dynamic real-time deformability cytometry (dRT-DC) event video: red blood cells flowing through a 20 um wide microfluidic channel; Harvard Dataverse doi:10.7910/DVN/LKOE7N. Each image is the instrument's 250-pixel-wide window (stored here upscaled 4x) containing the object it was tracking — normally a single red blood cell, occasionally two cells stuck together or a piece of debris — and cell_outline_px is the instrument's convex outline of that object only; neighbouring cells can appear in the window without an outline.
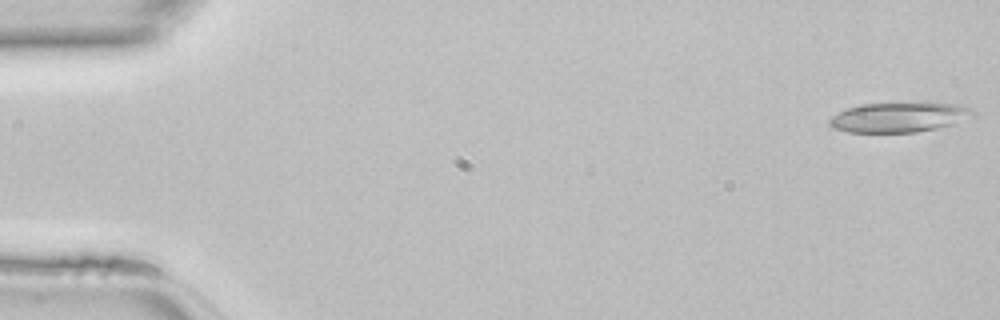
{"species": "common noctule bat (a hibernating species)", "species_latin": "Nyctalus noctula", "temperature_condition": "room temperature", "stored_images_in_passage": 12, "camera_frame_rate_fps": 3000, "um_per_image_px": 0.085, "animal": {"sex": "female", "body_mass_g": 22.7, "forearm_length_mm": 54.2}, "frame": {"image": 1, "passage_image": 1, "time_ms": 0.0, "image_size_px": [1000, 320], "cell_outline_px": [[976, 116], [952, 124], [936, 128], [916, 132], [848, 132], [832, 128], [828, 124], [828, 120], [832, 116], [848, 108], [860, 104], [916, 100], [932, 100], [972, 108], [976, 112]], "centroid_in_image_um": [76.48, 9.91], "position_along_channel_um": 8.5, "area_um2": 26.07}}
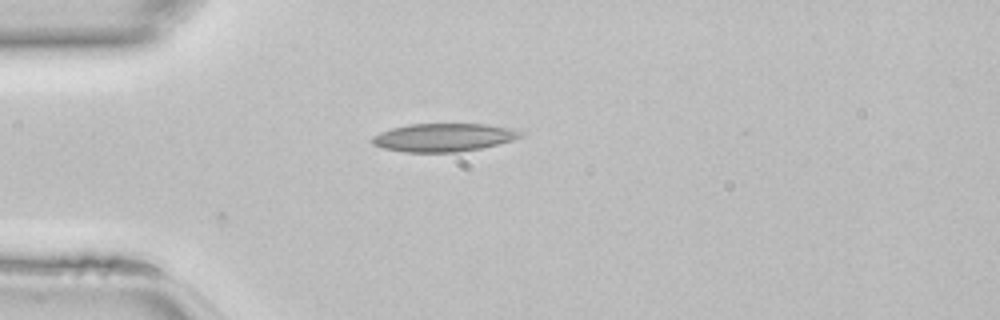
{"frame": {"image": 2, "passage_image": 12, "time_ms": 3.667, "image_size_px": [1000, 320], "cell_outline_px": [[520, 136], [512, 140], [480, 148], [456, 152], [404, 152], [384, 148], [372, 144], [368, 140], [372, 136], [380, 132], [392, 128], [408, 124], [484, 124], [508, 128], [520, 132]], "centroid_in_image_um": [37.59, 11.68], "position_along_channel_um": 47.4, "area_um2": 24.04}}